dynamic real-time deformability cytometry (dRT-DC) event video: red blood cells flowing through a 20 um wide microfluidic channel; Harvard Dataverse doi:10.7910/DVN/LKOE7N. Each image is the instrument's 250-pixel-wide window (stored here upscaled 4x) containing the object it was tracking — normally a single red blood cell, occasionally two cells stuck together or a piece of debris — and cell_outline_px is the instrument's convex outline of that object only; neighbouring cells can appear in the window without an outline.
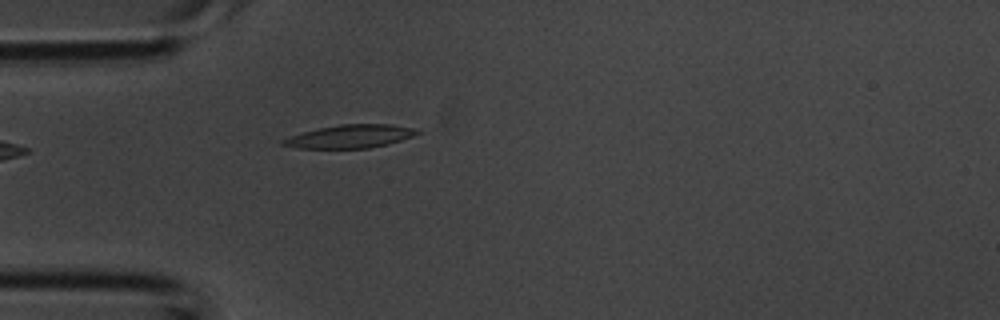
{"species": "common noctule bat (a hibernating species)", "species_latin": "Nyctalus noctula", "temperature_condition": "room temperature", "stored_images_in_passage": 4, "camera_frame_rate_fps": 3000, "um_per_image_px": 0.085, "animal": {"sex": "male", "body_mass_g": 20.1, "forearm_length_mm": 53.5}, "frame": {"image": 1, "passage_image": 4, "time_ms": 1.0, "image_size_px": [1000, 320], "cell_outline_px": [[424, 132], [388, 144], [368, 148], [296, 148], [280, 144], [280, 140], [304, 132], [320, 128], [340, 124], [392, 124], [412, 128]], "centroid_in_image_um": [29.78, 11.59], "position_along_channel_um": 55.2, "area_um2": 17.98}}